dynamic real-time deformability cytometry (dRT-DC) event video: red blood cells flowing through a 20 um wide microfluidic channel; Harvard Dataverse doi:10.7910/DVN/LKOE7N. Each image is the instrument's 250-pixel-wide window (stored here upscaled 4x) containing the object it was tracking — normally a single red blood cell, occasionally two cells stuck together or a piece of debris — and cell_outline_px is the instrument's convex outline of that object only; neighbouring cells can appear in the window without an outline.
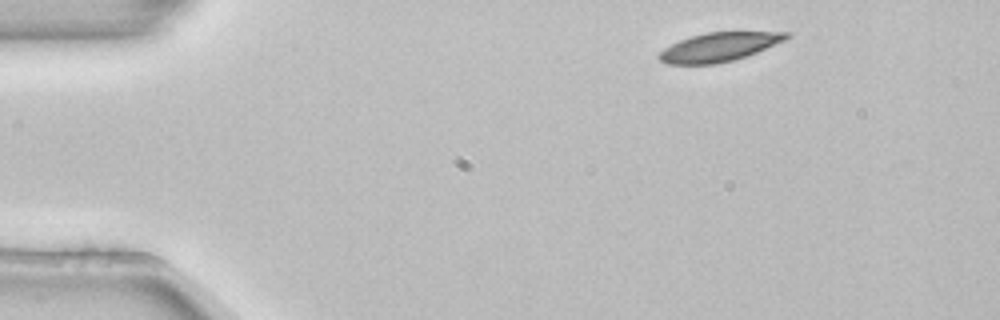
{"species": "common noctule bat (a hibernating species)", "species_latin": "Nyctalus noctula", "temperature_condition": "room temperature", "stored_images_in_passage": 3, "camera_frame_rate_fps": 3000, "um_per_image_px": 0.085, "animal": {"sex": "female", "body_mass_g": 22.7, "forearm_length_mm": 54.2}, "frame": {"image": 1, "passage_image": 1, "time_ms": 0.0, "image_size_px": [1000, 320], "cell_outline_px": [[792, 36], [784, 40], [748, 56], [736, 60], [716, 64], [668, 64], [660, 60], [656, 56], [664, 48], [680, 40], [692, 36], [708, 32], [792, 32]], "centroid_in_image_um": [61.13, 4.0], "position_along_channel_um": 23.9, "area_um2": 21.39}}